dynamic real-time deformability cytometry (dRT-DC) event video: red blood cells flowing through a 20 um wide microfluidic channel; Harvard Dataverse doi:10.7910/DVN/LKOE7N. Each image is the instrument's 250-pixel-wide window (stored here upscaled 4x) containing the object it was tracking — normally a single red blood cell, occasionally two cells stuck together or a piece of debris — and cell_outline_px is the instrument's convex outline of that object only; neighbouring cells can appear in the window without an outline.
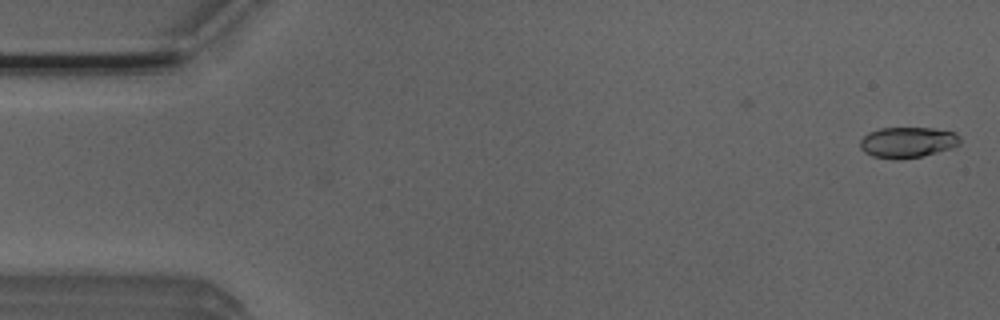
{"species": "Egyptian fruit bat (a non-hibernating species)", "species_latin": "Rousettus aegyptiacus", "temperature_condition": "room temperature", "stored_images_in_passage": 52, "camera_frame_rate_fps": 3000, "um_per_image_px": 0.085, "animal": {"sex": "male"}, "frame": {"image": 1, "passage_image": 2, "time_ms": 0.333, "image_size_px": [1000, 320], "cell_outline_px": [[960, 144], [936, 152], [920, 156], [896, 160], [872, 156], [864, 152], [860, 148], [860, 140], [868, 132], [880, 128], [932, 128], [956, 132], [960, 136]], "centroid_in_image_um": [77.11, 12.09], "position_along_channel_um": 7.9, "area_um2": 17.86}}
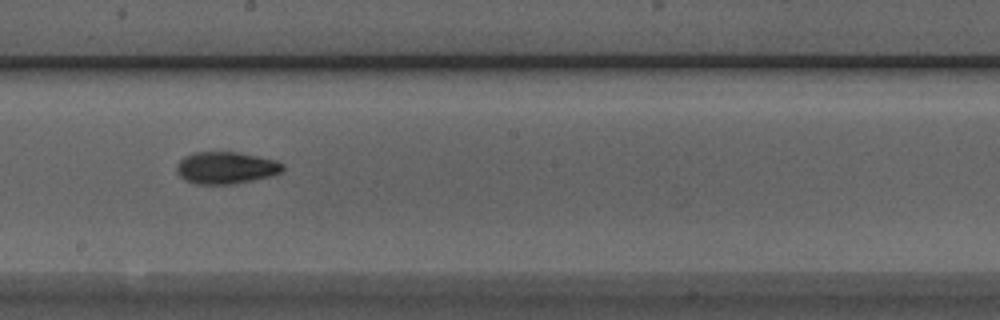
{"frame": {"image": 2, "passage_image": 29, "time_ms": 9.333, "image_size_px": [1000, 320], "cell_outline_px": [[284, 168], [280, 172], [268, 176], [252, 180], [232, 184], [196, 184], [184, 180], [176, 172], [176, 164], [184, 156], [192, 152], [236, 152], [276, 160], [284, 164]], "centroid_in_image_um": [19.15, 14.26], "position_along_channel_um": 229.1, "area_um2": 19.77}}
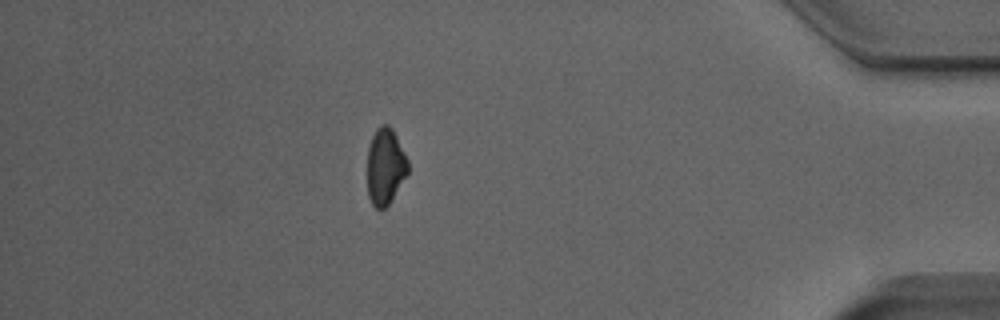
{"frame": {"image": 3, "passage_image": 46, "time_ms": 15.0, "image_size_px": [1000, 320], "cell_outline_px": [[408, 172], [388, 204], [384, 208], [376, 208], [372, 204], [368, 196], [368, 148], [372, 136], [376, 128], [380, 124], [388, 124], [392, 128], [408, 160]], "centroid_in_image_um": [32.74, 14.11], "position_along_channel_um": 402.5, "area_um2": 17.86}, "authors_computed_cell_mechanics": {"area_um2": 18.5538, "velocity_mm_per_s": 3.923, "shape_relaxation_time_tau1_ms": 3.5429, "shape_relaxation_time_tau2_ms": 3.4624, "deformation_change_tau1": 0.114, "deformation_change_tau2": 0.0712}}